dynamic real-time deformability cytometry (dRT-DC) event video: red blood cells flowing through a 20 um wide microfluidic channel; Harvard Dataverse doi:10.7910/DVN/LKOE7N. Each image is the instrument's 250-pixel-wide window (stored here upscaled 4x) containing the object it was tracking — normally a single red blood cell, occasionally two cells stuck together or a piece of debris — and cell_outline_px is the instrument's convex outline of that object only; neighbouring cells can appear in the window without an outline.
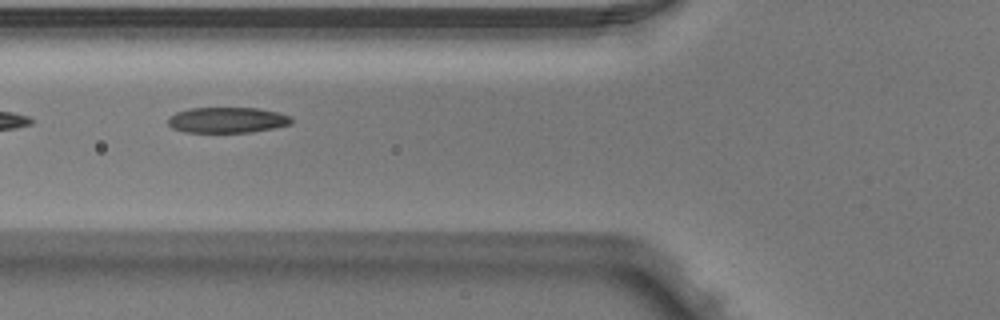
{"species": "Egyptian fruit bat (a non-hibernating species)", "species_latin": "Rousettus aegyptiacus", "temperature_condition": "warm", "stored_images_in_passage": 6, "camera_frame_rate_fps": 3000, "um_per_image_px": 0.085, "animal": {"sex": "male"}, "frame": {"image": 1, "passage_image": 4, "time_ms": 1.0, "image_size_px": [1000, 320], "cell_outline_px": [[292, 124], [252, 132], [184, 132], [172, 128], [168, 124], [168, 116], [176, 112], [188, 108], [260, 108], [280, 112], [292, 116]], "centroid_in_image_um": [19.32, 10.19], "position_along_channel_um": 106.5, "area_um2": 18.67}}
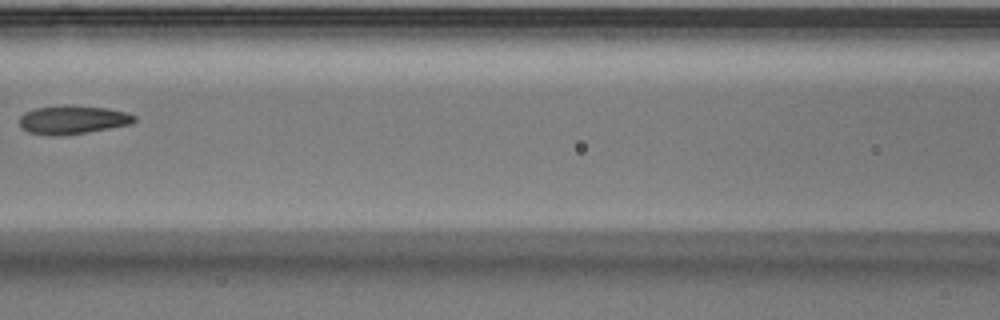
{"frame": {"image": 2, "passage_image": 5, "time_ms": 1.333, "image_size_px": [1000, 320], "cell_outline_px": [[136, 120], [132, 124], [88, 132], [56, 136], [28, 132], [20, 128], [20, 116], [24, 112], [36, 108], [64, 104], [72, 104], [104, 108], [128, 112], [136, 116]], "centroid_in_image_um": [6.18, 10.16], "position_along_channel_um": 160.4, "area_um2": 19.36}}
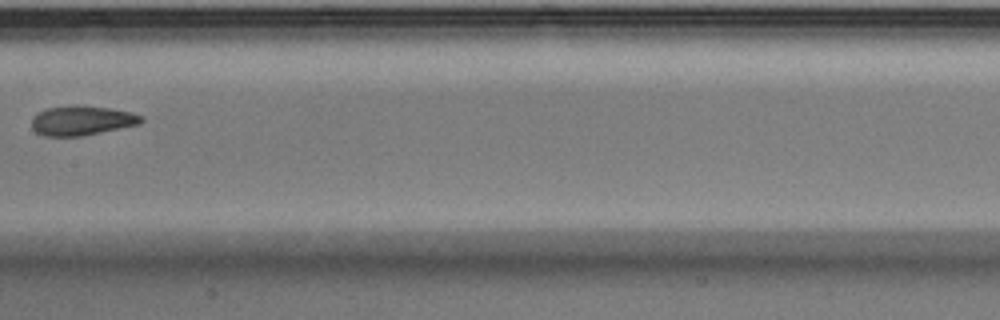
{"frame": {"image": 3, "passage_image": 6, "time_ms": 1.667, "image_size_px": [1000, 320], "cell_outline_px": [[144, 120], [140, 124], [84, 136], [44, 136], [36, 132], [32, 128], [32, 116], [36, 112], [44, 108], [72, 104], [112, 108], [132, 112], [144, 116]], "centroid_in_image_um": [6.95, 10.23], "position_along_channel_um": 200.5, "area_um2": 19.42}}